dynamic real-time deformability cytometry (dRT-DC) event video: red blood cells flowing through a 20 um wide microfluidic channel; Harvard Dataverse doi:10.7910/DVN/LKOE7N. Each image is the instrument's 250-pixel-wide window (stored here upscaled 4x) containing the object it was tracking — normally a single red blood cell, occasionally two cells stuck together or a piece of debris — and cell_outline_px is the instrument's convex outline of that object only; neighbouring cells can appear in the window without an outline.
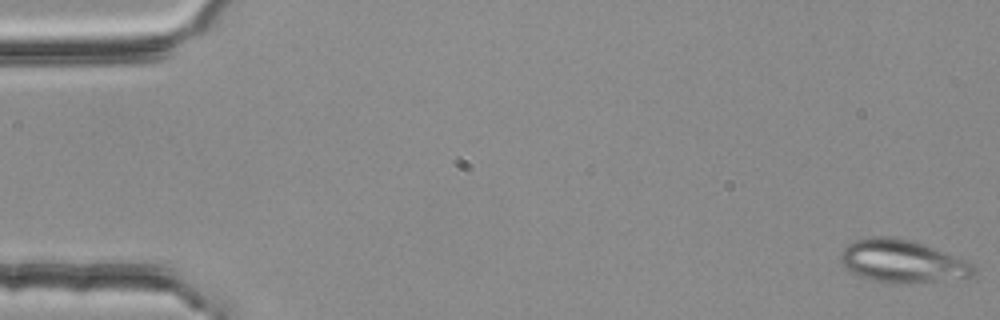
{"species": "common noctule bat (a hibernating species)", "species_latin": "Nyctalus noctula", "temperature_condition": "room temperature", "stored_images_in_passage": 5, "camera_frame_rate_fps": 3000, "um_per_image_px": 0.085, "animal": {"sex": "female", "body_mass_g": 25.1}, "frame": {"image": 1, "passage_image": 1, "time_ms": 0.0, "image_size_px": [1000, 320], "cell_outline_px": [[976, 272], [972, 276], [908, 284], [888, 284], [872, 280], [860, 276], [844, 268], [840, 260], [840, 252], [848, 244], [856, 240], [872, 236], [892, 236], [912, 240], [968, 260], [976, 268]], "centroid_in_image_um": [76.68, 22.21], "position_along_channel_um": 8.3, "area_um2": 33.47}}